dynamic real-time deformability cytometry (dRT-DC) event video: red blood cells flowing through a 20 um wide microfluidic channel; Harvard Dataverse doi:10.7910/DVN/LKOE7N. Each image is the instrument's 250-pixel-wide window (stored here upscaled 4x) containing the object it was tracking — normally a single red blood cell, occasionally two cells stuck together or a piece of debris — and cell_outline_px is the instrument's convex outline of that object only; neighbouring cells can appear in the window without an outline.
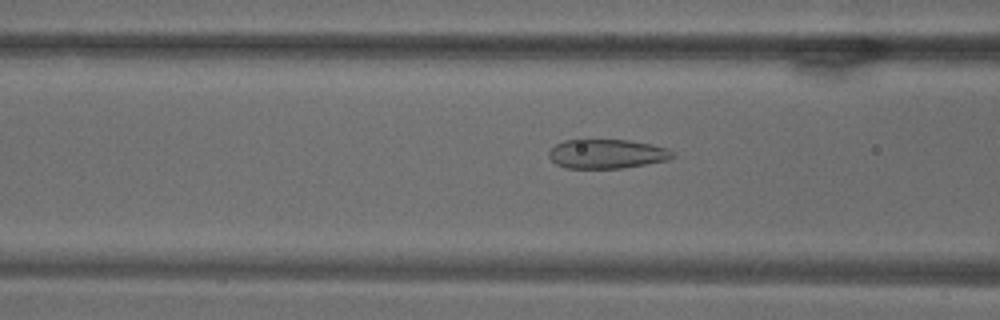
{"species": "common noctule bat (a hibernating species)", "species_latin": "Nyctalus noctula", "temperature_condition": "warm", "stored_images_in_passage": 71, "camera_frame_rate_fps": 3000, "um_per_image_px": 0.085, "animal": {"sex": "male", "body_mass_g": 18.8}, "frame": {"image": 1, "passage_image": 28, "time_ms": 9.0, "image_size_px": [1000, 320], "cell_outline_px": [[676, 156], [668, 160], [620, 168], [568, 168], [556, 164], [548, 156], [548, 152], [556, 144], [564, 140], [628, 140], [652, 144], [668, 148], [676, 152]], "centroid_in_image_um": [51.62, 13.07], "position_along_channel_um": 115.0, "area_um2": 21.1}}
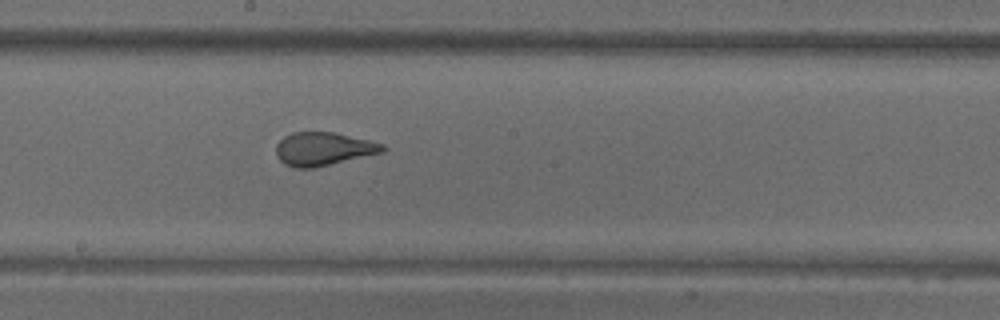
{"frame": {"image": 2, "passage_image": 39, "time_ms": 12.667, "image_size_px": [1000, 320], "cell_outline_px": [[388, 148], [384, 152], [312, 168], [296, 168], [284, 164], [276, 156], [276, 144], [284, 136], [292, 132], [336, 132], [384, 144]], "centroid_in_image_um": [27.48, 12.65], "position_along_channel_um": 220.7, "area_um2": 20.75}}
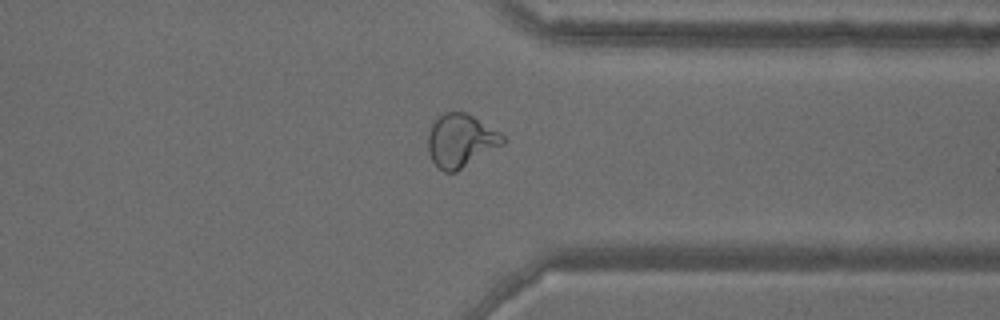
{"frame": {"image": 3, "passage_image": 55, "time_ms": 18.0, "image_size_px": [1000, 320], "cell_outline_px": [[508, 140], [504, 144], [456, 172], [444, 172], [436, 168], [428, 152], [428, 132], [432, 124], [444, 112], [464, 112], [472, 116], [500, 132]], "centroid_in_image_um": [39.16, 11.98], "position_along_channel_um": 372.2, "area_um2": 23.24}}